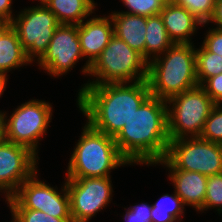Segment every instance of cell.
I'll list each match as a JSON object with an SVG mask.
<instances>
[{
  "label": "cell",
  "instance_id": "cell-7",
  "mask_svg": "<svg viewBox=\"0 0 222 222\" xmlns=\"http://www.w3.org/2000/svg\"><path fill=\"white\" fill-rule=\"evenodd\" d=\"M169 170L198 172L205 176L222 173V144L200 137L170 140L165 158L156 164Z\"/></svg>",
  "mask_w": 222,
  "mask_h": 222
},
{
  "label": "cell",
  "instance_id": "cell-16",
  "mask_svg": "<svg viewBox=\"0 0 222 222\" xmlns=\"http://www.w3.org/2000/svg\"><path fill=\"white\" fill-rule=\"evenodd\" d=\"M169 171L168 177L173 183L176 194L185 206H192L199 212L204 205L208 176L185 170Z\"/></svg>",
  "mask_w": 222,
  "mask_h": 222
},
{
  "label": "cell",
  "instance_id": "cell-8",
  "mask_svg": "<svg viewBox=\"0 0 222 222\" xmlns=\"http://www.w3.org/2000/svg\"><path fill=\"white\" fill-rule=\"evenodd\" d=\"M52 112L49 102L38 99L19 105L10 118L5 112V140L26 146L38 156V144L51 122Z\"/></svg>",
  "mask_w": 222,
  "mask_h": 222
},
{
  "label": "cell",
  "instance_id": "cell-29",
  "mask_svg": "<svg viewBox=\"0 0 222 222\" xmlns=\"http://www.w3.org/2000/svg\"><path fill=\"white\" fill-rule=\"evenodd\" d=\"M200 86L216 104H222V73L206 79Z\"/></svg>",
  "mask_w": 222,
  "mask_h": 222
},
{
  "label": "cell",
  "instance_id": "cell-4",
  "mask_svg": "<svg viewBox=\"0 0 222 222\" xmlns=\"http://www.w3.org/2000/svg\"><path fill=\"white\" fill-rule=\"evenodd\" d=\"M73 150L66 177H107L112 169L131 165L114 138L94 129L87 121Z\"/></svg>",
  "mask_w": 222,
  "mask_h": 222
},
{
  "label": "cell",
  "instance_id": "cell-25",
  "mask_svg": "<svg viewBox=\"0 0 222 222\" xmlns=\"http://www.w3.org/2000/svg\"><path fill=\"white\" fill-rule=\"evenodd\" d=\"M212 207L217 209L219 214L222 213V173L208 176L207 179L204 205L200 211Z\"/></svg>",
  "mask_w": 222,
  "mask_h": 222
},
{
  "label": "cell",
  "instance_id": "cell-35",
  "mask_svg": "<svg viewBox=\"0 0 222 222\" xmlns=\"http://www.w3.org/2000/svg\"><path fill=\"white\" fill-rule=\"evenodd\" d=\"M8 25L7 22L0 20V33Z\"/></svg>",
  "mask_w": 222,
  "mask_h": 222
},
{
  "label": "cell",
  "instance_id": "cell-31",
  "mask_svg": "<svg viewBox=\"0 0 222 222\" xmlns=\"http://www.w3.org/2000/svg\"><path fill=\"white\" fill-rule=\"evenodd\" d=\"M12 1L13 0H0V20L11 23L13 20L12 14Z\"/></svg>",
  "mask_w": 222,
  "mask_h": 222
},
{
  "label": "cell",
  "instance_id": "cell-9",
  "mask_svg": "<svg viewBox=\"0 0 222 222\" xmlns=\"http://www.w3.org/2000/svg\"><path fill=\"white\" fill-rule=\"evenodd\" d=\"M10 25L15 29L27 58L33 63L44 55L60 23L52 11L38 4L20 11Z\"/></svg>",
  "mask_w": 222,
  "mask_h": 222
},
{
  "label": "cell",
  "instance_id": "cell-3",
  "mask_svg": "<svg viewBox=\"0 0 222 222\" xmlns=\"http://www.w3.org/2000/svg\"><path fill=\"white\" fill-rule=\"evenodd\" d=\"M194 44H173L148 63L147 82L151 95L168 100L198 86Z\"/></svg>",
  "mask_w": 222,
  "mask_h": 222
},
{
  "label": "cell",
  "instance_id": "cell-14",
  "mask_svg": "<svg viewBox=\"0 0 222 222\" xmlns=\"http://www.w3.org/2000/svg\"><path fill=\"white\" fill-rule=\"evenodd\" d=\"M84 21L78 24V37L83 57H87L82 72L88 75L90 66L99 57L114 35V25L110 15L92 17Z\"/></svg>",
  "mask_w": 222,
  "mask_h": 222
},
{
  "label": "cell",
  "instance_id": "cell-18",
  "mask_svg": "<svg viewBox=\"0 0 222 222\" xmlns=\"http://www.w3.org/2000/svg\"><path fill=\"white\" fill-rule=\"evenodd\" d=\"M29 63L15 29L8 24L0 33V71L8 73Z\"/></svg>",
  "mask_w": 222,
  "mask_h": 222
},
{
  "label": "cell",
  "instance_id": "cell-32",
  "mask_svg": "<svg viewBox=\"0 0 222 222\" xmlns=\"http://www.w3.org/2000/svg\"><path fill=\"white\" fill-rule=\"evenodd\" d=\"M209 22L215 23L216 28L222 29V0L216 1L214 13Z\"/></svg>",
  "mask_w": 222,
  "mask_h": 222
},
{
  "label": "cell",
  "instance_id": "cell-27",
  "mask_svg": "<svg viewBox=\"0 0 222 222\" xmlns=\"http://www.w3.org/2000/svg\"><path fill=\"white\" fill-rule=\"evenodd\" d=\"M19 222H73L72 218H56L33 209H10Z\"/></svg>",
  "mask_w": 222,
  "mask_h": 222
},
{
  "label": "cell",
  "instance_id": "cell-28",
  "mask_svg": "<svg viewBox=\"0 0 222 222\" xmlns=\"http://www.w3.org/2000/svg\"><path fill=\"white\" fill-rule=\"evenodd\" d=\"M152 205L141 203L128 207L124 219L126 222H151Z\"/></svg>",
  "mask_w": 222,
  "mask_h": 222
},
{
  "label": "cell",
  "instance_id": "cell-30",
  "mask_svg": "<svg viewBox=\"0 0 222 222\" xmlns=\"http://www.w3.org/2000/svg\"><path fill=\"white\" fill-rule=\"evenodd\" d=\"M209 31L205 34L206 37L202 45L211 53H216L222 56V29L208 28Z\"/></svg>",
  "mask_w": 222,
  "mask_h": 222
},
{
  "label": "cell",
  "instance_id": "cell-21",
  "mask_svg": "<svg viewBox=\"0 0 222 222\" xmlns=\"http://www.w3.org/2000/svg\"><path fill=\"white\" fill-rule=\"evenodd\" d=\"M185 204L176 194H164L152 205L151 222H181Z\"/></svg>",
  "mask_w": 222,
  "mask_h": 222
},
{
  "label": "cell",
  "instance_id": "cell-23",
  "mask_svg": "<svg viewBox=\"0 0 222 222\" xmlns=\"http://www.w3.org/2000/svg\"><path fill=\"white\" fill-rule=\"evenodd\" d=\"M217 0H168L173 5L186 8L191 14L199 19L204 25L209 24L212 18Z\"/></svg>",
  "mask_w": 222,
  "mask_h": 222
},
{
  "label": "cell",
  "instance_id": "cell-1",
  "mask_svg": "<svg viewBox=\"0 0 222 222\" xmlns=\"http://www.w3.org/2000/svg\"><path fill=\"white\" fill-rule=\"evenodd\" d=\"M150 96L147 80L84 84L78 92L77 105L94 129L114 138Z\"/></svg>",
  "mask_w": 222,
  "mask_h": 222
},
{
  "label": "cell",
  "instance_id": "cell-37",
  "mask_svg": "<svg viewBox=\"0 0 222 222\" xmlns=\"http://www.w3.org/2000/svg\"><path fill=\"white\" fill-rule=\"evenodd\" d=\"M12 216V221L11 222H19L16 218H15V216L14 215H11Z\"/></svg>",
  "mask_w": 222,
  "mask_h": 222
},
{
  "label": "cell",
  "instance_id": "cell-5",
  "mask_svg": "<svg viewBox=\"0 0 222 222\" xmlns=\"http://www.w3.org/2000/svg\"><path fill=\"white\" fill-rule=\"evenodd\" d=\"M88 75L95 79L86 84L143 81L147 80L148 62L122 39L113 35L108 45L90 66Z\"/></svg>",
  "mask_w": 222,
  "mask_h": 222
},
{
  "label": "cell",
  "instance_id": "cell-33",
  "mask_svg": "<svg viewBox=\"0 0 222 222\" xmlns=\"http://www.w3.org/2000/svg\"><path fill=\"white\" fill-rule=\"evenodd\" d=\"M7 73L0 71V98L4 93V90H6V84H7Z\"/></svg>",
  "mask_w": 222,
  "mask_h": 222
},
{
  "label": "cell",
  "instance_id": "cell-10",
  "mask_svg": "<svg viewBox=\"0 0 222 222\" xmlns=\"http://www.w3.org/2000/svg\"><path fill=\"white\" fill-rule=\"evenodd\" d=\"M37 175L36 171L9 198V208L33 209L56 218H71L70 197L66 182L59 191L49 184L39 181Z\"/></svg>",
  "mask_w": 222,
  "mask_h": 222
},
{
  "label": "cell",
  "instance_id": "cell-12",
  "mask_svg": "<svg viewBox=\"0 0 222 222\" xmlns=\"http://www.w3.org/2000/svg\"><path fill=\"white\" fill-rule=\"evenodd\" d=\"M78 37V25L60 24L44 55L37 61L39 68L50 76L59 77L71 71L83 59Z\"/></svg>",
  "mask_w": 222,
  "mask_h": 222
},
{
  "label": "cell",
  "instance_id": "cell-19",
  "mask_svg": "<svg viewBox=\"0 0 222 222\" xmlns=\"http://www.w3.org/2000/svg\"><path fill=\"white\" fill-rule=\"evenodd\" d=\"M95 4L94 0H50L45 6L60 24L78 25L94 13Z\"/></svg>",
  "mask_w": 222,
  "mask_h": 222
},
{
  "label": "cell",
  "instance_id": "cell-6",
  "mask_svg": "<svg viewBox=\"0 0 222 222\" xmlns=\"http://www.w3.org/2000/svg\"><path fill=\"white\" fill-rule=\"evenodd\" d=\"M168 136L170 140L200 137L205 121L216 103L198 85L174 95L167 101Z\"/></svg>",
  "mask_w": 222,
  "mask_h": 222
},
{
  "label": "cell",
  "instance_id": "cell-2",
  "mask_svg": "<svg viewBox=\"0 0 222 222\" xmlns=\"http://www.w3.org/2000/svg\"><path fill=\"white\" fill-rule=\"evenodd\" d=\"M167 102L150 96L114 137L120 153L133 164L156 165L167 154Z\"/></svg>",
  "mask_w": 222,
  "mask_h": 222
},
{
  "label": "cell",
  "instance_id": "cell-34",
  "mask_svg": "<svg viewBox=\"0 0 222 222\" xmlns=\"http://www.w3.org/2000/svg\"><path fill=\"white\" fill-rule=\"evenodd\" d=\"M4 119H5V112H2L0 110V142L5 140Z\"/></svg>",
  "mask_w": 222,
  "mask_h": 222
},
{
  "label": "cell",
  "instance_id": "cell-22",
  "mask_svg": "<svg viewBox=\"0 0 222 222\" xmlns=\"http://www.w3.org/2000/svg\"><path fill=\"white\" fill-rule=\"evenodd\" d=\"M222 73V56L209 52L203 45L196 48V75L198 84Z\"/></svg>",
  "mask_w": 222,
  "mask_h": 222
},
{
  "label": "cell",
  "instance_id": "cell-20",
  "mask_svg": "<svg viewBox=\"0 0 222 222\" xmlns=\"http://www.w3.org/2000/svg\"><path fill=\"white\" fill-rule=\"evenodd\" d=\"M145 60L149 63L162 56L172 45L160 14L146 17Z\"/></svg>",
  "mask_w": 222,
  "mask_h": 222
},
{
  "label": "cell",
  "instance_id": "cell-17",
  "mask_svg": "<svg viewBox=\"0 0 222 222\" xmlns=\"http://www.w3.org/2000/svg\"><path fill=\"white\" fill-rule=\"evenodd\" d=\"M114 35L122 39L145 59L146 16L125 12H112Z\"/></svg>",
  "mask_w": 222,
  "mask_h": 222
},
{
  "label": "cell",
  "instance_id": "cell-15",
  "mask_svg": "<svg viewBox=\"0 0 222 222\" xmlns=\"http://www.w3.org/2000/svg\"><path fill=\"white\" fill-rule=\"evenodd\" d=\"M165 29L173 44H191V37L204 24L180 5L166 2L160 12Z\"/></svg>",
  "mask_w": 222,
  "mask_h": 222
},
{
  "label": "cell",
  "instance_id": "cell-36",
  "mask_svg": "<svg viewBox=\"0 0 222 222\" xmlns=\"http://www.w3.org/2000/svg\"><path fill=\"white\" fill-rule=\"evenodd\" d=\"M50 0H38L40 2V5H46Z\"/></svg>",
  "mask_w": 222,
  "mask_h": 222
},
{
  "label": "cell",
  "instance_id": "cell-24",
  "mask_svg": "<svg viewBox=\"0 0 222 222\" xmlns=\"http://www.w3.org/2000/svg\"><path fill=\"white\" fill-rule=\"evenodd\" d=\"M200 138L222 144V104H216L211 110Z\"/></svg>",
  "mask_w": 222,
  "mask_h": 222
},
{
  "label": "cell",
  "instance_id": "cell-26",
  "mask_svg": "<svg viewBox=\"0 0 222 222\" xmlns=\"http://www.w3.org/2000/svg\"><path fill=\"white\" fill-rule=\"evenodd\" d=\"M128 11H122L129 14L140 16H154L160 14L164 4L168 0H121Z\"/></svg>",
  "mask_w": 222,
  "mask_h": 222
},
{
  "label": "cell",
  "instance_id": "cell-11",
  "mask_svg": "<svg viewBox=\"0 0 222 222\" xmlns=\"http://www.w3.org/2000/svg\"><path fill=\"white\" fill-rule=\"evenodd\" d=\"M70 214L73 222H89L112 200L111 177H67Z\"/></svg>",
  "mask_w": 222,
  "mask_h": 222
},
{
  "label": "cell",
  "instance_id": "cell-13",
  "mask_svg": "<svg viewBox=\"0 0 222 222\" xmlns=\"http://www.w3.org/2000/svg\"><path fill=\"white\" fill-rule=\"evenodd\" d=\"M38 156L28 147L4 140L0 142V190L9 198L36 171Z\"/></svg>",
  "mask_w": 222,
  "mask_h": 222
}]
</instances>
